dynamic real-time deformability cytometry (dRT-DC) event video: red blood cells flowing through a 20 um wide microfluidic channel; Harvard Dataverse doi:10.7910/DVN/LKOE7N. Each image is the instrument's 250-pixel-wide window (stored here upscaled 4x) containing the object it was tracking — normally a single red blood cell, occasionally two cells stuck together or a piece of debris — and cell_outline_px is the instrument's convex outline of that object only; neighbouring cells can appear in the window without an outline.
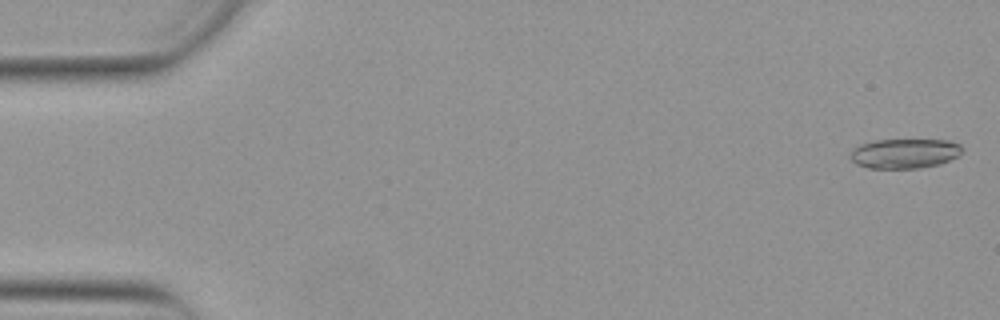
{"species": "Egyptian fruit bat (a non-hibernating species)", "species_latin": "Rousettus aegyptiacus", "temperature_condition": "warm", "stored_images_in_passage": 7, "camera_frame_rate_fps": 3000, "um_per_image_px": 0.085, "animal": {"sex": "female"}, "frame": {"image": 1, "passage_image": 1, "time_ms": 0.0, "image_size_px": [1000, 320], "cell_outline_px": [[964, 152], [960, 156], [940, 164], [920, 168], [868, 168], [856, 164], [848, 156], [852, 148], [860, 144], [876, 140], [948, 140], [960, 144], [964, 148]], "centroid_in_image_um": [76.91, 13.04], "position_along_channel_um": 8.1, "area_um2": 19.71}}